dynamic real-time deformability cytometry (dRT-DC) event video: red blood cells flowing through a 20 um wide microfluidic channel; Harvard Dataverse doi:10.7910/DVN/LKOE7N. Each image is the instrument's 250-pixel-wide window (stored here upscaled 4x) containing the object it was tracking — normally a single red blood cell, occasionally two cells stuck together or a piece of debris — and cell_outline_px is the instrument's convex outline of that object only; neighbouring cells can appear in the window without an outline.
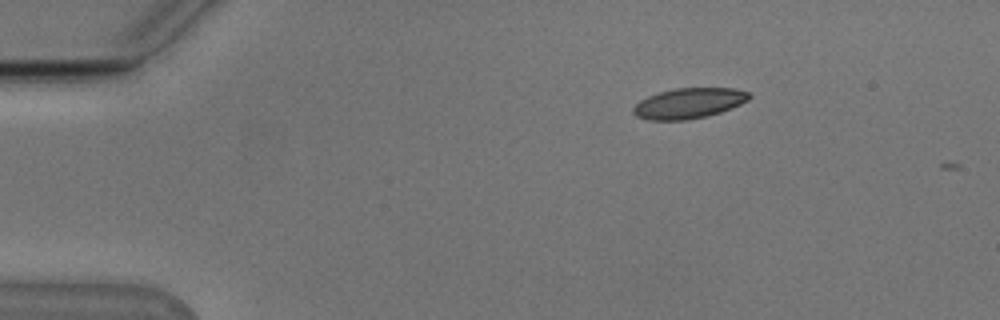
{"species": "Egyptian fruit bat (a non-hibernating species)", "species_latin": "Rousettus aegyptiacus", "temperature_condition": "cold", "stored_images_in_passage": 2, "camera_frame_rate_fps": 3000, "um_per_image_px": 0.085, "animal": {"sex": "male"}, "frame": {"image": 1, "passage_image": 1, "time_ms": 0.0, "image_size_px": [1000, 320], "cell_outline_px": [[752, 96], [748, 100], [740, 104], [720, 112], [708, 116], [688, 120], [648, 120], [636, 116], [632, 112], [632, 108], [640, 100], [648, 96], [660, 92], [676, 88], [732, 88], [748, 92]], "centroid_in_image_um": [58.53, 8.78], "position_along_channel_um": 26.5, "area_um2": 20.52}}